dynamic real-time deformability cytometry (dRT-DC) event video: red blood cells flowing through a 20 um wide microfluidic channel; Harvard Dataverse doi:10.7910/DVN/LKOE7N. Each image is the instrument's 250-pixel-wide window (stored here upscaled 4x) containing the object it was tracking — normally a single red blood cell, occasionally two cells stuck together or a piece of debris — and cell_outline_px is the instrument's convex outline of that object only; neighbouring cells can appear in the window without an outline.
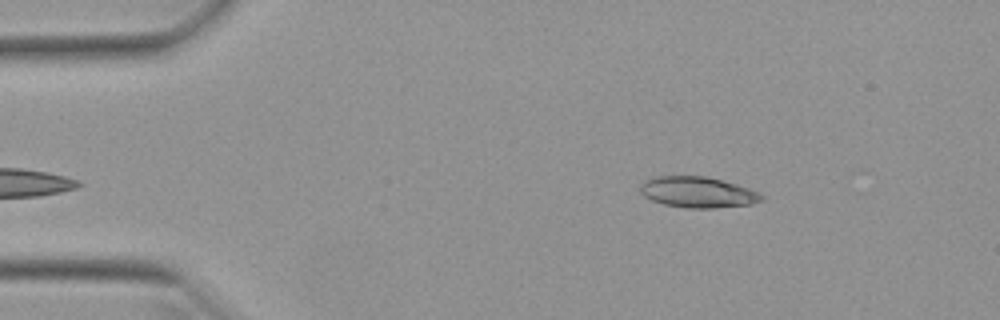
{"species": "Egyptian fruit bat (a non-hibernating species)", "species_latin": "Rousettus aegyptiacus", "temperature_condition": "warm", "stored_images_in_passage": 36, "camera_frame_rate_fps": 3000, "um_per_image_px": 0.085, "animal": {"sex": "female"}, "frame": {"image": 1, "passage_image": 2, "time_ms": 0.333, "image_size_px": [1000, 320], "cell_outline_px": [[764, 200], [752, 204], [716, 208], [684, 208], [664, 204], [652, 200], [644, 196], [640, 192], [640, 184], [644, 180], [656, 176], [708, 176], [736, 184], [760, 192], [764, 196]], "centroid_in_image_um": [59.32, 16.34], "position_along_channel_um": 25.7, "area_um2": 22.08}}
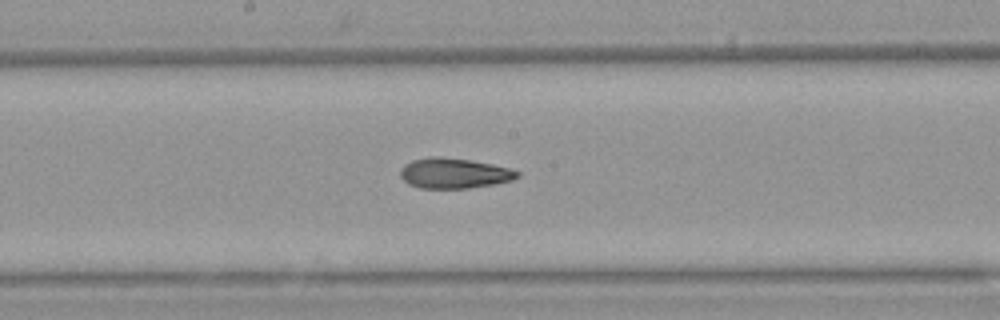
{"frame": {"image": 2, "passage_image": 21, "time_ms": 6.667, "image_size_px": [1000, 320], "cell_outline_px": [[520, 176], [512, 180], [496, 184], [468, 188], [420, 188], [408, 184], [400, 176], [400, 168], [404, 164], [412, 160], [432, 156], [440, 156], [468, 160], [492, 164], [508, 168], [520, 172]], "centroid_in_image_um": [38.58, 14.73], "position_along_channel_um": 209.6, "area_um2": 20.69}}
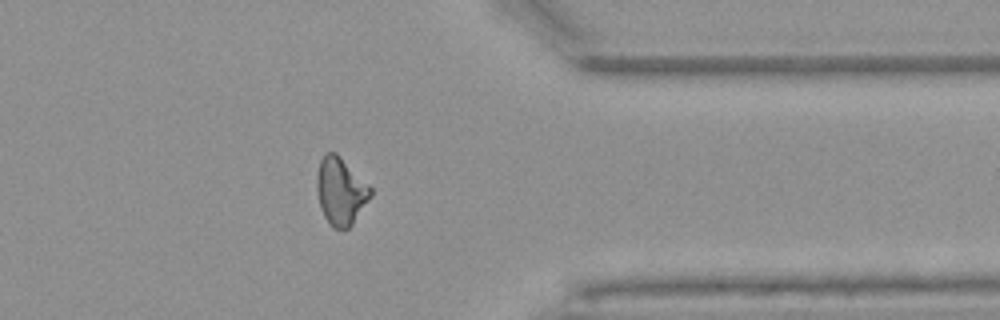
{"frame": {"image": 3, "passage_image": 35, "time_ms": 11.333, "image_size_px": [1000, 320], "cell_outline_px": [[372, 196], [352, 224], [348, 228], [332, 228], [324, 216], [320, 208], [316, 188], [316, 176], [320, 160], [324, 152], [336, 152], [372, 188]], "centroid_in_image_um": [28.94, 16.24], "position_along_channel_um": 382.5, "area_um2": 21.15}}